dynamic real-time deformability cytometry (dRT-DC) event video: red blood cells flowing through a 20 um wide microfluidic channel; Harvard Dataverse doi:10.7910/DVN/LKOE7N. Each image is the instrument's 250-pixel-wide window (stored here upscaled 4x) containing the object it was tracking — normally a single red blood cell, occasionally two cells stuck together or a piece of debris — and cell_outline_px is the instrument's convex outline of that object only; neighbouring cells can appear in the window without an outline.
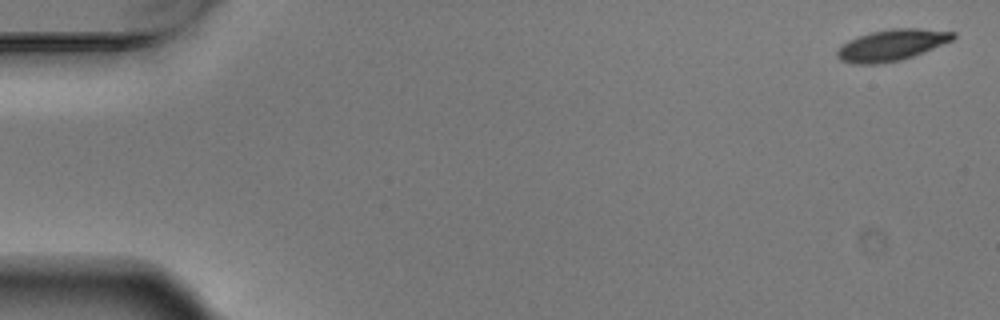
{"species": "Egyptian fruit bat (a non-hibernating species)", "species_latin": "Rousettus aegyptiacus", "temperature_condition": "warm", "stored_images_in_passage": 9, "camera_frame_rate_fps": 3000, "um_per_image_px": 0.085, "animal": {"sex": "male"}, "frame": {"image": 1, "passage_image": 1, "time_ms": 0.0, "image_size_px": [1000, 320], "cell_outline_px": [[956, 36], [952, 40], [924, 52], [900, 60], [880, 64], [852, 64], [840, 60], [836, 56], [836, 52], [848, 40], [872, 32], [892, 28], [920, 28], [956, 32]], "centroid_in_image_um": [75.8, 3.83], "position_along_channel_um": 9.2, "area_um2": 21.04}}
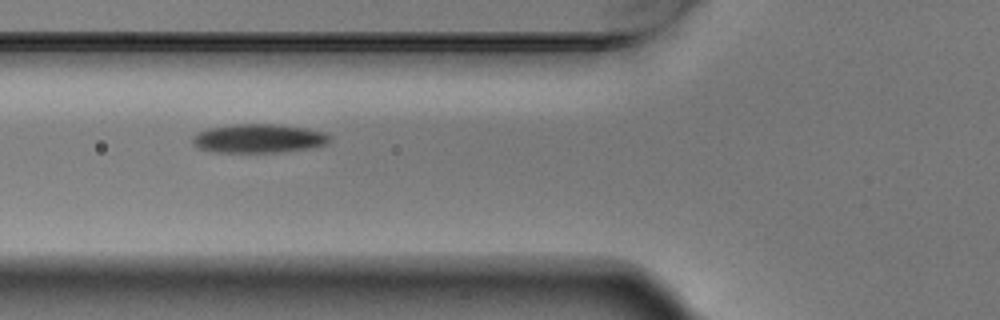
{"frame": {"image": 2, "passage_image": 6, "time_ms": 1.667, "image_size_px": [1000, 320], "cell_outline_px": [[332, 140], [328, 144], [308, 148], [280, 152], [212, 152], [196, 148], [192, 144], [192, 136], [196, 132], [208, 128], [232, 124], [272, 124], [304, 128], [324, 132], [332, 136]], "centroid_in_image_um": [21.94, 11.77], "position_along_channel_um": 103.9, "area_um2": 23.29}}
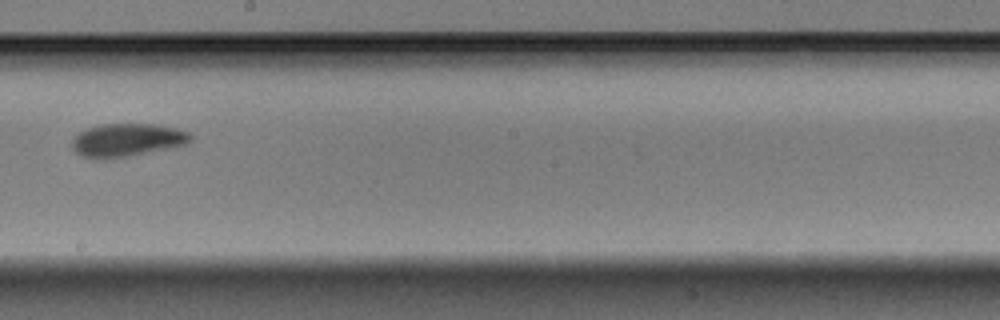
{"frame": {"image": 3, "passage_image": 9, "time_ms": 2.667, "image_size_px": [1000, 320], "cell_outline_px": [[192, 140], [188, 144], [128, 156], [104, 160], [84, 156], [76, 152], [72, 148], [72, 140], [80, 132], [88, 128], [100, 124], [160, 124], [176, 128], [188, 132], [192, 136]], "centroid_in_image_um": [10.82, 11.9], "position_along_channel_um": 237.4, "area_um2": 22.83}}